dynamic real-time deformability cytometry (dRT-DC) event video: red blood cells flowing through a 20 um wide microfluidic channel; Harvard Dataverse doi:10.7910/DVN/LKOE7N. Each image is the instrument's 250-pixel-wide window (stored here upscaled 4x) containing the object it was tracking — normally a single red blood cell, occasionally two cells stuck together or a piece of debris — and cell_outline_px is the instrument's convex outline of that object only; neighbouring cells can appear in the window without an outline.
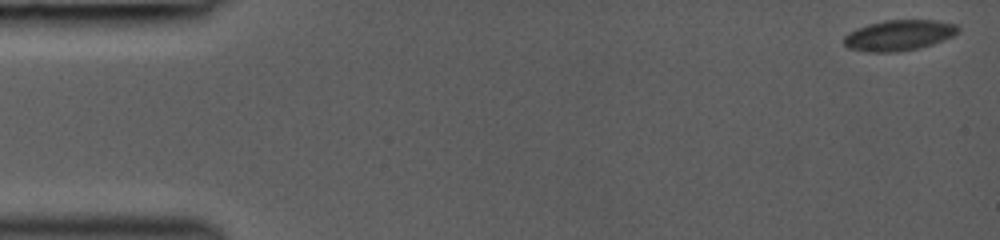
{"species": "common noctule bat (a hibernating species)", "species_latin": "Nyctalus noctula", "temperature_condition": "room temperature", "stored_images_in_passage": 5, "camera_frame_rate_fps": 3000, "um_per_image_px": 0.085, "animal": {"sex": "female", "body_mass_g": 19.0, "forearm_length_mm": 53.3}, "frame": {"image": 1, "passage_image": 1, "time_ms": 0.0, "image_size_px": [1000, 240], "cell_outline_px": [[960, 32], [944, 40], [920, 48], [896, 52], [868, 52], [848, 48], [844, 44], [844, 36], [848, 32], [868, 24], [884, 20], [936, 20], [956, 24], [960, 28]], "centroid_in_image_um": [76.42, 3.0], "position_along_channel_um": 8.6, "area_um2": 20.52}}
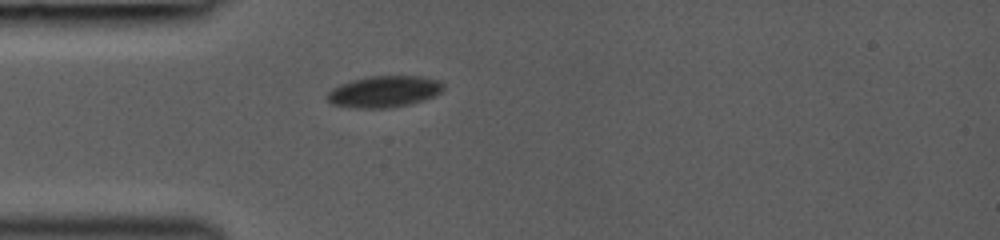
{"frame": {"image": 2, "passage_image": 5, "time_ms": 4.333, "image_size_px": [1000, 240], "cell_outline_px": [[444, 88], [440, 92], [424, 100], [392, 108], [352, 108], [332, 104], [328, 100], [328, 92], [332, 88], [340, 84], [352, 80], [368, 76], [420, 76], [440, 80], [444, 84]], "centroid_in_image_um": [32.65, 7.78], "position_along_channel_um": 52.3, "area_um2": 21.33}}